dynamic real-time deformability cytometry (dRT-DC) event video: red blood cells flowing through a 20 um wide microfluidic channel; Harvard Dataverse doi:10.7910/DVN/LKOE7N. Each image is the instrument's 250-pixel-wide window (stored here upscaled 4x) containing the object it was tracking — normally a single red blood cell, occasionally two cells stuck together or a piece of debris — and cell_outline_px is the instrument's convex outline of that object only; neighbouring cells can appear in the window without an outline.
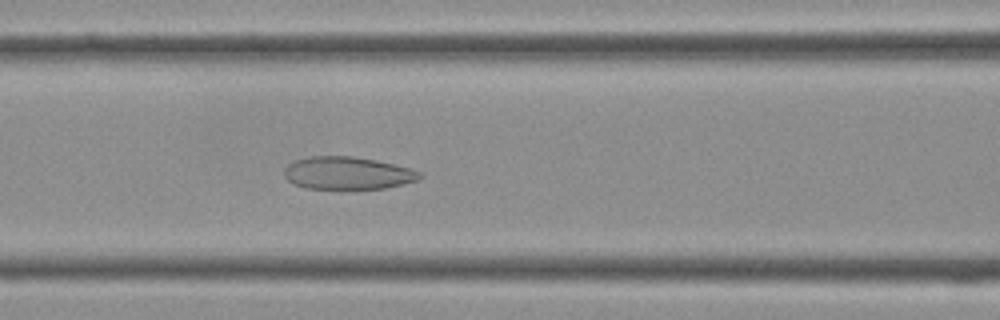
{"species": "Egyptian fruit bat (a non-hibernating species)", "species_latin": "Rousettus aegyptiacus", "temperature_condition": "cold", "stored_images_in_passage": 41, "camera_frame_rate_fps": 3000, "um_per_image_px": 0.085, "frame": {"image": 1, "passage_image": 17, "time_ms": 5.333, "image_size_px": [1000, 320], "cell_outline_px": [[424, 176], [416, 180], [384, 188], [304, 188], [292, 184], [284, 176], [284, 168], [288, 164], [296, 160], [308, 156], [352, 156], [376, 160], [408, 168], [420, 172]], "centroid_in_image_um": [29.48, 14.7], "position_along_channel_um": 137.1, "area_um2": 25.49}}
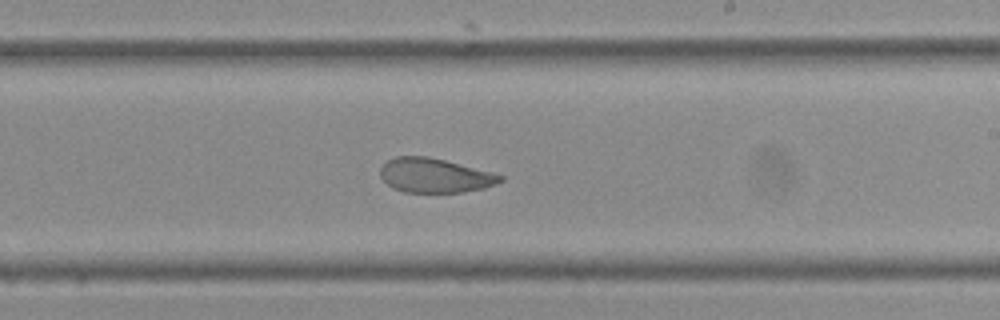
{"frame": {"image": 2, "passage_image": 24, "time_ms": 7.667, "image_size_px": [1000, 320], "cell_outline_px": [[504, 180], [496, 184], [484, 188], [464, 192], [404, 192], [392, 188], [380, 176], [380, 168], [388, 160], [396, 156], [428, 156], [492, 172], [504, 176]], "centroid_in_image_um": [36.96, 14.92], "position_along_channel_um": 252.0, "area_um2": 23.99}}
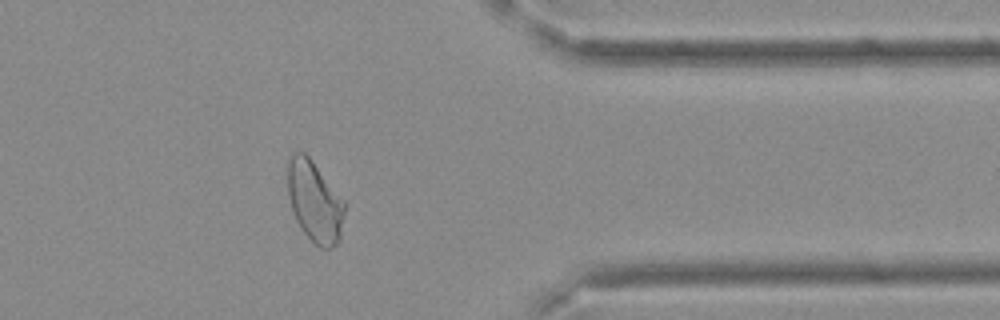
{"frame": {"image": 3, "passage_image": 33, "time_ms": 10.667, "image_size_px": [1000, 320], "cell_outline_px": [[344, 216], [340, 240], [332, 248], [320, 248], [304, 232], [296, 220], [288, 196], [288, 160], [296, 152], [304, 152], [312, 160], [344, 200]], "centroid_in_image_um": [26.76, 17.14], "position_along_channel_um": 384.6, "area_um2": 26.59}}